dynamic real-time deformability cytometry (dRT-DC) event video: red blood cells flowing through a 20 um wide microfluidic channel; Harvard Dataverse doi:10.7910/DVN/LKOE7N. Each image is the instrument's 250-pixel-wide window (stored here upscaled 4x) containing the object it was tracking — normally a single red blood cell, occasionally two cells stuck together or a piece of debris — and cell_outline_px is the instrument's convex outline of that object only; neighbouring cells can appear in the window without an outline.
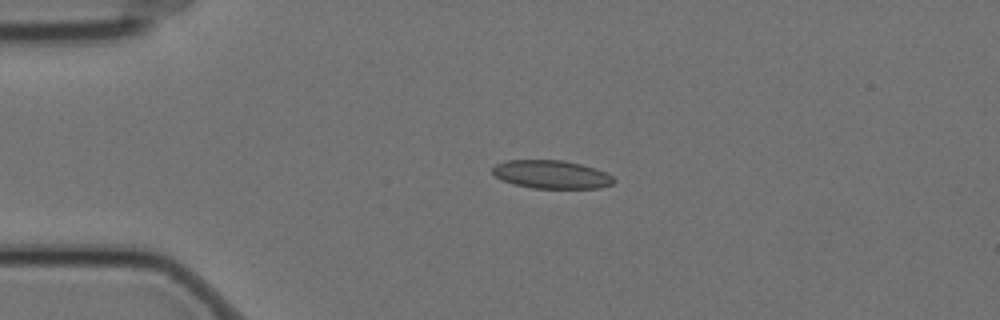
{"species": "Egyptian fruit bat (a non-hibernating species)", "species_latin": "Rousettus aegyptiacus", "temperature_condition": "cold", "stored_images_in_passage": 4, "camera_frame_rate_fps": 3000, "um_per_image_px": 0.085, "animal": {"sex": "female"}, "frame": {"image": 1, "passage_image": 3, "time_ms": 0.667, "image_size_px": [1000, 320], "cell_outline_px": [[616, 180], [612, 184], [600, 188], [532, 188], [516, 184], [504, 180], [496, 176], [492, 172], [492, 168], [496, 164], [508, 160], [564, 160], [596, 168], [612, 176]], "centroid_in_image_um": [46.9, 14.82], "position_along_channel_um": 38.1, "area_um2": 19.83}}